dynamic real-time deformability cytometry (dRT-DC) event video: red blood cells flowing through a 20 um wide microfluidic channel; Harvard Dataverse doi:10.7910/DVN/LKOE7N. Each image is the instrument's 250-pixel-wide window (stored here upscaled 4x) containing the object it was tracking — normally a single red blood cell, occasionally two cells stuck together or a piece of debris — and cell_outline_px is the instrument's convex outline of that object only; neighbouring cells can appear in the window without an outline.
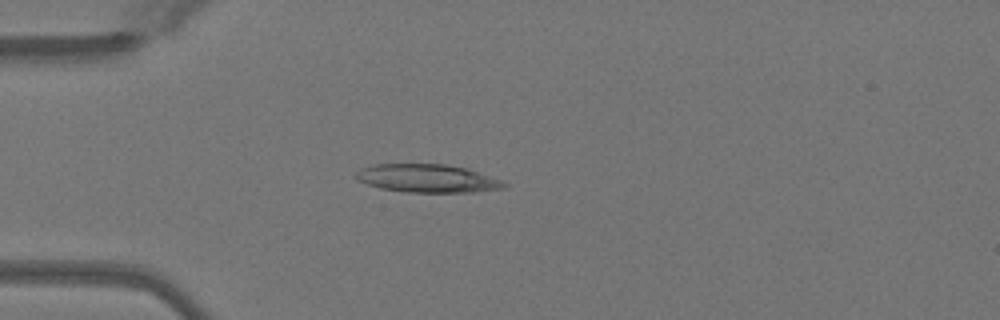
{"species": "Egyptian fruit bat (a non-hibernating species)", "species_latin": "Rousettus aegyptiacus", "temperature_condition": "warm", "stored_images_in_passage": 50, "camera_frame_rate_fps": 3000, "um_per_image_px": 0.085, "animal": {"sex": "female"}, "frame": {"image": 1, "passage_image": 14, "time_ms": 4.333, "image_size_px": [1000, 320], "cell_outline_px": [[508, 184], [504, 188], [472, 192], [404, 192], [380, 188], [356, 180], [352, 176], [360, 168], [376, 164], [444, 164], [464, 168], [500, 180]], "centroid_in_image_um": [36.24, 15.16], "position_along_channel_um": 48.8, "area_um2": 24.16}}
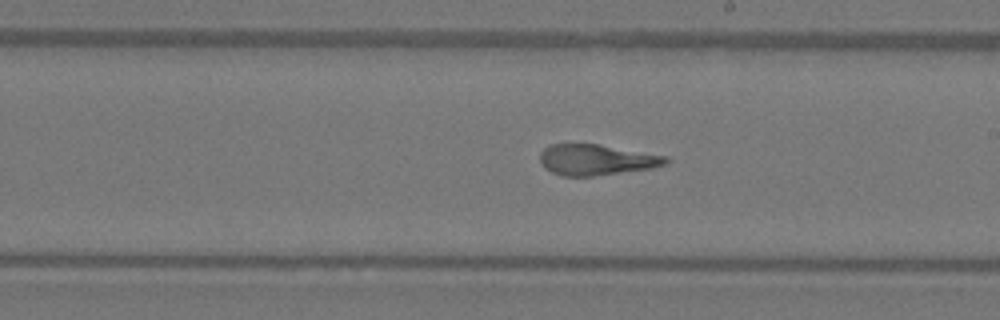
{"frame": {"image": 2, "passage_image": 29, "time_ms": 9.333, "image_size_px": [1000, 320], "cell_outline_px": [[672, 160], [668, 164], [652, 168], [592, 176], [560, 176], [544, 168], [540, 160], [540, 152], [548, 144], [600, 144], [668, 156]], "centroid_in_image_um": [50.72, 13.57], "position_along_channel_um": 238.3, "area_um2": 22.83}}
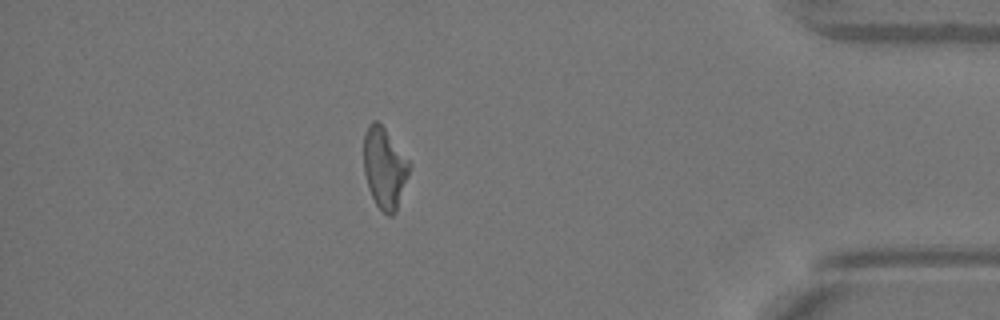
{"frame": {"image": 3, "passage_image": 44, "time_ms": 14.333, "image_size_px": [1000, 320], "cell_outline_px": [[412, 164], [396, 212], [392, 216], [388, 216], [376, 204], [368, 188], [364, 172], [364, 136], [368, 124], [372, 120], [376, 120], [384, 128]], "centroid_in_image_um": [32.69, 14.28], "position_along_channel_um": 402.5, "area_um2": 21.44}, "authors_computed_cell_mechanics": {"area_um2": 23.3512, "velocity_mm_per_s": 4.0839, "shape_relaxation_time_tau1_ms": 4.5628, "shape_relaxation_time_tau2_ms": 1.1389, "deformation_change_tau1": 0.2255, "deformation_change_tau2": 0.1171}}